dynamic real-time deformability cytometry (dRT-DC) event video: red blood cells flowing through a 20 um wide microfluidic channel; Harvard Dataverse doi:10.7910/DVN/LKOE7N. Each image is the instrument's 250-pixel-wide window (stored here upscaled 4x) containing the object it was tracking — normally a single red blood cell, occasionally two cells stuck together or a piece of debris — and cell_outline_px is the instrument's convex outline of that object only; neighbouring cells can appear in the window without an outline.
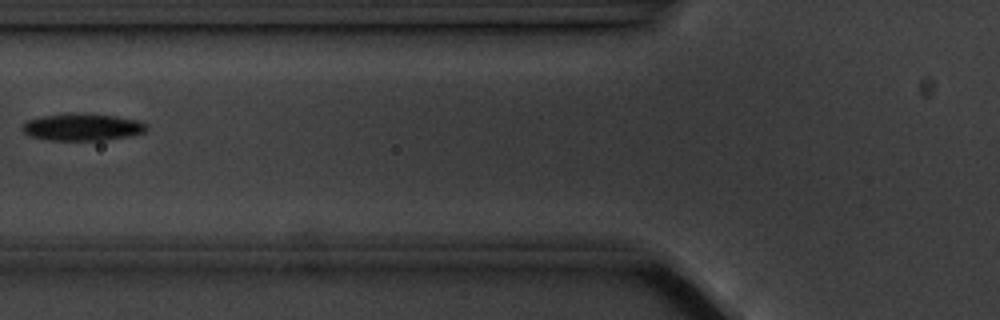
{"species": "common noctule bat (a hibernating species)", "species_latin": "Nyctalus noctula", "temperature_condition": "cold", "stored_images_in_passage": 5, "camera_frame_rate_fps": 3000, "um_per_image_px": 0.085, "animal": {"sex": "male", "body_mass_g": 20.1, "forearm_length_mm": 53.5}, "frame": {"image": 1, "passage_image": 4, "time_ms": 3.667, "image_size_px": [1000, 320], "cell_outline_px": [[148, 128], [144, 132], [128, 136], [104, 140], [52, 140], [28, 136], [24, 132], [24, 124], [28, 120], [44, 116], [76, 112], [92, 112], [140, 120], [148, 124]], "centroid_in_image_um": [7.07, 10.78], "position_along_channel_um": 118.7, "area_um2": 19.83}}